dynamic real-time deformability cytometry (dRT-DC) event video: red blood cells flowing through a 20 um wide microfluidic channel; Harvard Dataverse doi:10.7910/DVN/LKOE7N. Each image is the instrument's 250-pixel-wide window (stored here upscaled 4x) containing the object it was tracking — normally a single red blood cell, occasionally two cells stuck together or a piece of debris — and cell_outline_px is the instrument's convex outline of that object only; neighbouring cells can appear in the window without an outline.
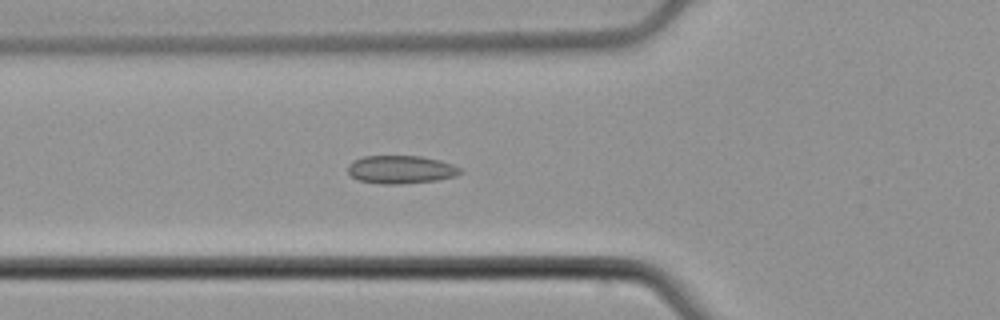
{"species": "common noctule bat (a hibernating species)", "species_latin": "Nyctalus noctula", "temperature_condition": "cold", "stored_images_in_passage": 36, "camera_frame_rate_fps": 3000, "um_per_image_px": 0.085, "animal": {"sex": "male", "body_mass_g": 21.5, "forearm_length_mm": 52.0}, "frame": {"image": 1, "passage_image": 2, "time_ms": 0.333, "image_size_px": [1000, 320], "cell_outline_px": [[464, 172], [456, 176], [436, 180], [400, 184], [380, 184], [360, 180], [352, 176], [348, 172], [348, 164], [352, 160], [364, 156], [420, 156], [440, 160], [452, 164], [460, 168]], "centroid_in_image_um": [34.08, 14.4], "position_along_channel_um": 91.7, "area_um2": 18.44}}
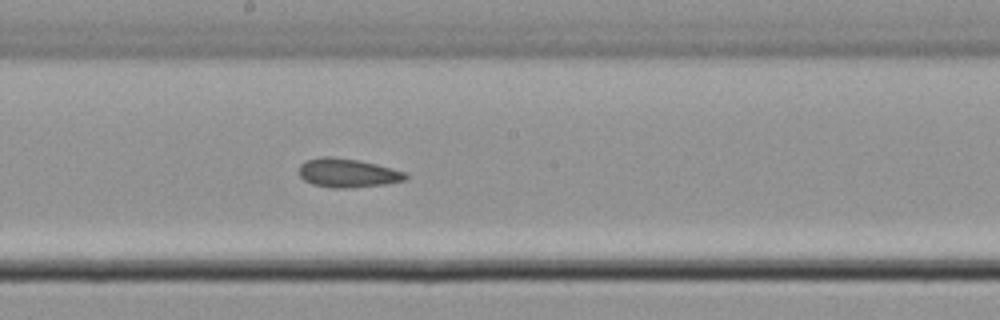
{"frame": {"image": 2, "passage_image": 12, "time_ms": 3.667, "image_size_px": [1000, 320], "cell_outline_px": [[408, 176], [404, 180], [384, 184], [344, 188], [332, 188], [312, 184], [304, 180], [300, 176], [300, 164], [304, 160], [320, 156], [332, 156], [360, 160], [392, 168], [404, 172]], "centroid_in_image_um": [29.5, 14.68], "position_along_channel_um": 218.7, "area_um2": 17.92}}
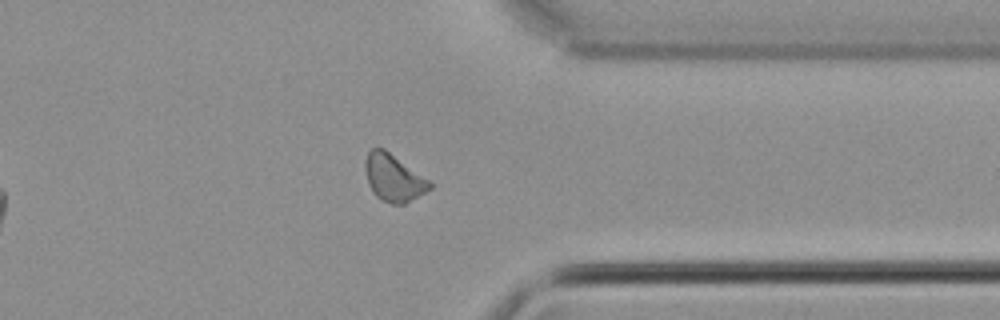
{"frame": {"image": 3, "passage_image": 25, "time_ms": 8.0, "image_size_px": [1000, 320], "cell_outline_px": [[432, 188], [404, 204], [392, 204], [380, 200], [372, 192], [368, 184], [364, 168], [364, 160], [368, 152], [372, 148], [384, 148], [432, 180]], "centroid_in_image_um": [33.46, 15.1], "position_along_channel_um": 377.9, "area_um2": 18.15}}